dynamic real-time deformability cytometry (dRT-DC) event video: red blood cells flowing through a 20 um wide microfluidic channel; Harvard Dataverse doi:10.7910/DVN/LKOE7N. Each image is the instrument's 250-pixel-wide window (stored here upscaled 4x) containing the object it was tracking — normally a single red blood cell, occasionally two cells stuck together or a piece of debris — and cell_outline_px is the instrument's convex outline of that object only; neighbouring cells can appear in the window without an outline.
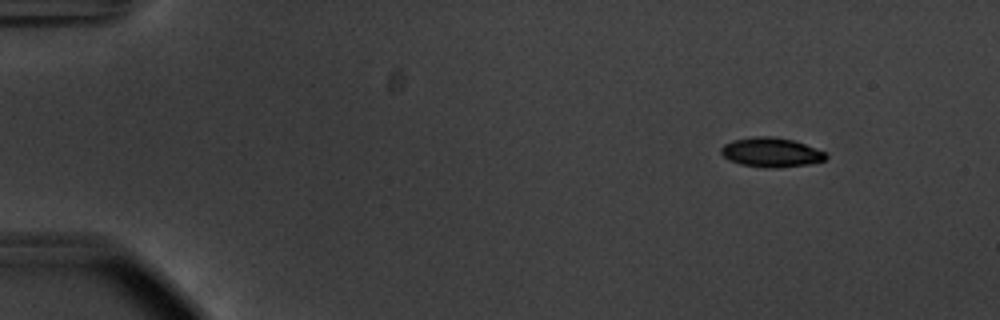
{"species": "common noctule bat (a hibernating species)", "species_latin": "Nyctalus noctula", "temperature_condition": "warm", "stored_images_in_passage": 50, "camera_frame_rate_fps": 3000, "um_per_image_px": 0.085, "animal": {"sex": "male", "body_mass_g": 20.1, "forearm_length_mm": 53.5}, "frame": {"image": 1, "passage_image": 1, "time_ms": 0.0, "image_size_px": [1000, 320], "cell_outline_px": [[828, 156], [824, 160], [808, 164], [776, 168], [764, 168], [740, 164], [728, 160], [720, 152], [720, 148], [724, 144], [732, 140], [756, 136], [772, 136], [792, 140], [804, 144], [824, 152]], "centroid_in_image_um": [65.5, 12.95], "position_along_channel_um": 19.5, "area_um2": 17.92}}
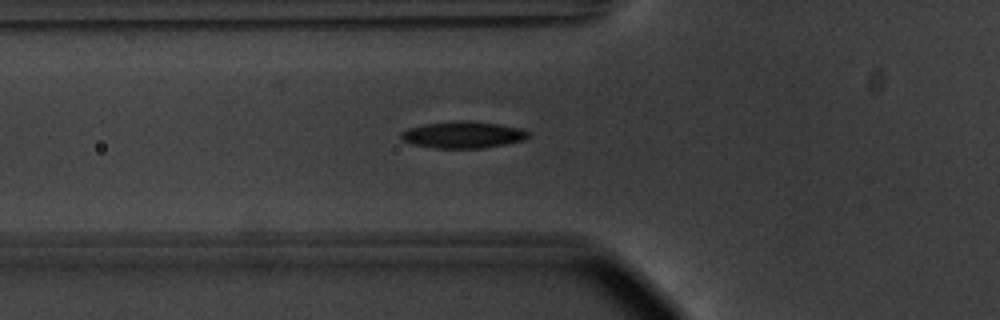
{"frame": {"image": 2, "passage_image": 15, "time_ms": 4.667, "image_size_px": [1000, 320], "cell_outline_px": [[528, 136], [524, 140], [484, 148], [436, 148], [412, 144], [400, 140], [400, 132], [408, 128], [424, 124], [468, 120], [496, 124], [520, 128], [528, 132]], "centroid_in_image_um": [39.3, 11.46], "position_along_channel_um": 86.5, "area_um2": 19.65}}
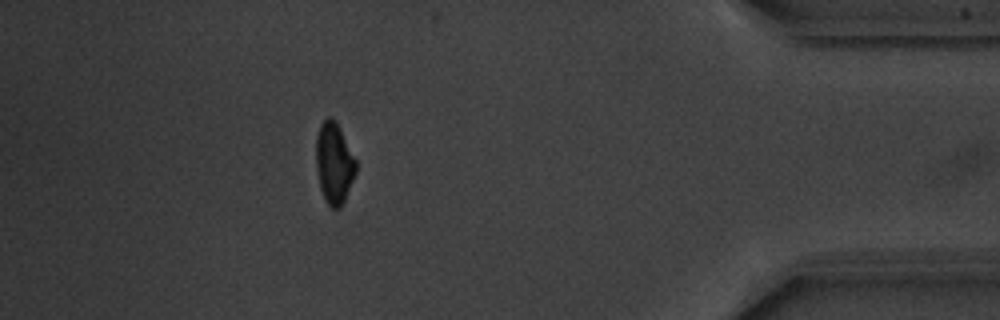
{"frame": {"image": 3, "passage_image": 44, "time_ms": 14.333, "image_size_px": [1000, 320], "cell_outline_px": [[356, 172], [344, 200], [340, 208], [332, 208], [324, 200], [320, 188], [316, 168], [316, 136], [320, 124], [328, 116], [332, 116], [336, 120], [356, 160]], "centroid_in_image_um": [28.38, 13.84], "position_along_channel_um": 406.8, "area_um2": 18.9}, "authors_computed_cell_mechanics": {"area_um2": 19.0451, "velocity_mm_per_s": 3.7372, "shape_relaxation_time_tau1_ms": 2.4182, "shape_relaxation_time_tau2_ms": 5.8234, "deformation_change_tau1": 0.1316, "deformation_change_tau2": 0.1186}}